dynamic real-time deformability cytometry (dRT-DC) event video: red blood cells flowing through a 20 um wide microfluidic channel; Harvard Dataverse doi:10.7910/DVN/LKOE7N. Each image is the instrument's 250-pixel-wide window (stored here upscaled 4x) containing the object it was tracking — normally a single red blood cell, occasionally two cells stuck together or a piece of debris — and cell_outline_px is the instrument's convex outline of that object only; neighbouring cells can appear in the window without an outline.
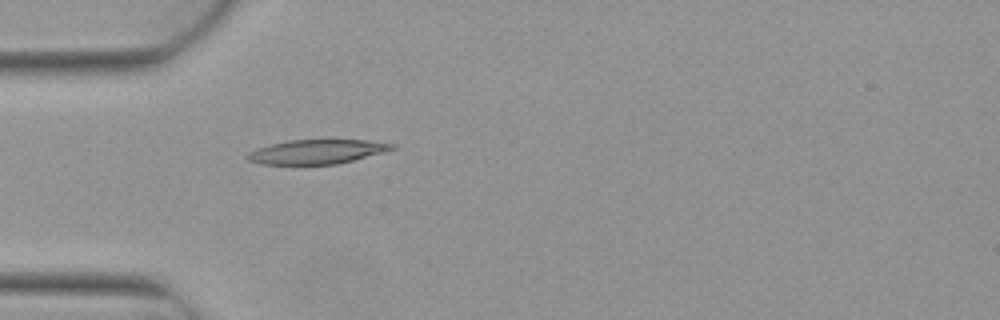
{"species": "Egyptian fruit bat (a non-hibernating species)", "species_latin": "Rousettus aegyptiacus", "temperature_condition": "warm", "stored_images_in_passage": 2, "camera_frame_rate_fps": 3000, "um_per_image_px": 0.085, "animal": {"sex": "female"}, "frame": {"image": 1, "passage_image": 2, "time_ms": 0.333, "image_size_px": [1000, 320], "cell_outline_px": [[396, 148], [352, 160], [336, 164], [260, 164], [248, 160], [244, 156], [248, 152], [256, 148], [288, 140], [368, 140], [396, 144]], "centroid_in_image_um": [26.88, 12.89], "position_along_channel_um": 58.1, "area_um2": 20.29}}